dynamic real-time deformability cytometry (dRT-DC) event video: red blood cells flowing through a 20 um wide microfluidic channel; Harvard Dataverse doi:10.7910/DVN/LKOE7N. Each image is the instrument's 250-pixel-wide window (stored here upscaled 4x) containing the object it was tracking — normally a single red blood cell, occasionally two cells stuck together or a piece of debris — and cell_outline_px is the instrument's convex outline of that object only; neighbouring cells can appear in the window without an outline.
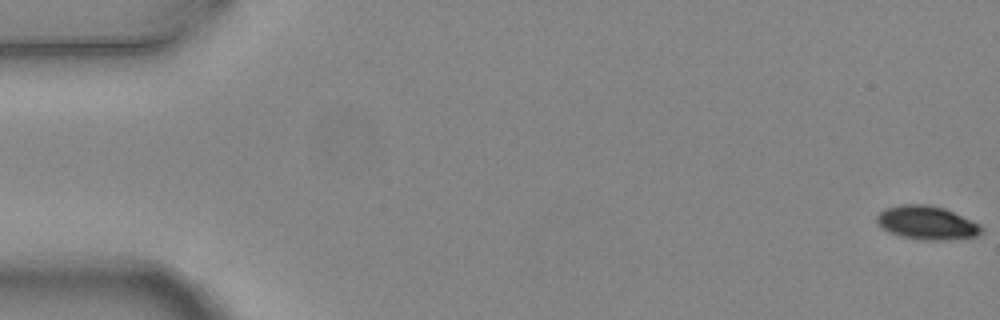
{"species": "common noctule bat (a hibernating species)", "species_latin": "Nyctalus noctula", "temperature_condition": "warm", "stored_images_in_passage": 5, "camera_frame_rate_fps": 3000, "um_per_image_px": 0.085, "animal": {"sex": "female", "body_mass_g": 24.6, "forearm_length_mm": 56.2}, "frame": {"image": 1, "passage_image": 1, "time_ms": 0.0, "image_size_px": [1000, 320], "cell_outline_px": [[984, 228], [976, 236], [944, 240], [924, 240], [900, 236], [888, 232], [880, 228], [876, 220], [876, 216], [884, 208], [900, 204], [928, 204], [944, 208], [972, 220], [980, 224]], "centroid_in_image_um": [78.74, 18.92], "position_along_channel_um": 6.3, "area_um2": 20.63}}